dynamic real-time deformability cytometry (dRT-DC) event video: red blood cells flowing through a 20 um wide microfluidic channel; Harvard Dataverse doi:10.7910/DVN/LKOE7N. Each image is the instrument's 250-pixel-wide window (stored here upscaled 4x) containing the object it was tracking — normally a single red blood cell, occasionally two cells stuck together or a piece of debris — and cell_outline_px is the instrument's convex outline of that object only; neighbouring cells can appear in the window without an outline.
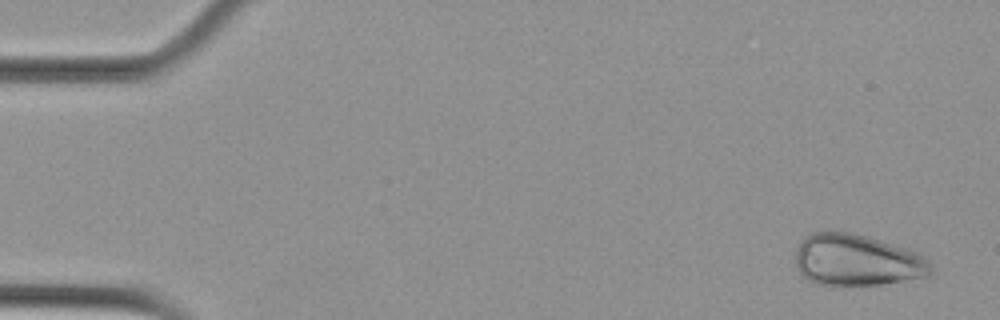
{"species": "Egyptian fruit bat (a non-hibernating species)", "species_latin": "Rousettus aegyptiacus", "temperature_condition": "cold", "stored_images_in_passage": 4, "camera_frame_rate_fps": 3000, "um_per_image_px": 0.085, "animal": {"sex": "female"}, "frame": {"image": 1, "passage_image": 1, "time_ms": 0.0, "image_size_px": [1000, 320], "cell_outline_px": [[932, 272], [928, 276], [880, 284], [844, 288], [832, 288], [816, 284], [808, 280], [800, 272], [796, 264], [796, 252], [800, 240], [804, 236], [812, 232], [852, 232], [868, 236], [916, 252], [932, 268]], "centroid_in_image_um": [72.75, 22.15], "position_along_channel_um": 12.2, "area_um2": 41.15}}